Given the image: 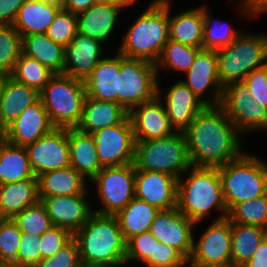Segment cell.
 <instances>
[{
    "label": "cell",
    "instance_id": "cell-1",
    "mask_svg": "<svg viewBox=\"0 0 267 267\" xmlns=\"http://www.w3.org/2000/svg\"><path fill=\"white\" fill-rule=\"evenodd\" d=\"M183 133L192 166L219 167L243 154L242 133L220 105L206 106Z\"/></svg>",
    "mask_w": 267,
    "mask_h": 267
},
{
    "label": "cell",
    "instance_id": "cell-2",
    "mask_svg": "<svg viewBox=\"0 0 267 267\" xmlns=\"http://www.w3.org/2000/svg\"><path fill=\"white\" fill-rule=\"evenodd\" d=\"M73 238L83 267H121L126 264V241L115 215L93 213Z\"/></svg>",
    "mask_w": 267,
    "mask_h": 267
},
{
    "label": "cell",
    "instance_id": "cell-3",
    "mask_svg": "<svg viewBox=\"0 0 267 267\" xmlns=\"http://www.w3.org/2000/svg\"><path fill=\"white\" fill-rule=\"evenodd\" d=\"M190 175L177 181V209L196 224L208 216L212 209H219L221 220L228 216L218 167L191 166ZM201 220V221H200Z\"/></svg>",
    "mask_w": 267,
    "mask_h": 267
},
{
    "label": "cell",
    "instance_id": "cell-4",
    "mask_svg": "<svg viewBox=\"0 0 267 267\" xmlns=\"http://www.w3.org/2000/svg\"><path fill=\"white\" fill-rule=\"evenodd\" d=\"M168 40L169 0H153L126 31L117 51L155 64Z\"/></svg>",
    "mask_w": 267,
    "mask_h": 267
},
{
    "label": "cell",
    "instance_id": "cell-5",
    "mask_svg": "<svg viewBox=\"0 0 267 267\" xmlns=\"http://www.w3.org/2000/svg\"><path fill=\"white\" fill-rule=\"evenodd\" d=\"M228 212L238 203L267 193V163L253 154L218 167Z\"/></svg>",
    "mask_w": 267,
    "mask_h": 267
},
{
    "label": "cell",
    "instance_id": "cell-6",
    "mask_svg": "<svg viewBox=\"0 0 267 267\" xmlns=\"http://www.w3.org/2000/svg\"><path fill=\"white\" fill-rule=\"evenodd\" d=\"M219 82H241L253 70L267 65V33L241 34L228 46L215 50Z\"/></svg>",
    "mask_w": 267,
    "mask_h": 267
},
{
    "label": "cell",
    "instance_id": "cell-7",
    "mask_svg": "<svg viewBox=\"0 0 267 267\" xmlns=\"http://www.w3.org/2000/svg\"><path fill=\"white\" fill-rule=\"evenodd\" d=\"M136 170L162 172L176 179L192 166L183 132L152 140L135 141Z\"/></svg>",
    "mask_w": 267,
    "mask_h": 267
},
{
    "label": "cell",
    "instance_id": "cell-8",
    "mask_svg": "<svg viewBox=\"0 0 267 267\" xmlns=\"http://www.w3.org/2000/svg\"><path fill=\"white\" fill-rule=\"evenodd\" d=\"M39 95L55 128L68 129L79 125L86 97L84 81L54 74Z\"/></svg>",
    "mask_w": 267,
    "mask_h": 267
},
{
    "label": "cell",
    "instance_id": "cell-9",
    "mask_svg": "<svg viewBox=\"0 0 267 267\" xmlns=\"http://www.w3.org/2000/svg\"><path fill=\"white\" fill-rule=\"evenodd\" d=\"M158 75L154 63L120 54L117 103L128 112L157 96Z\"/></svg>",
    "mask_w": 267,
    "mask_h": 267
},
{
    "label": "cell",
    "instance_id": "cell-10",
    "mask_svg": "<svg viewBox=\"0 0 267 267\" xmlns=\"http://www.w3.org/2000/svg\"><path fill=\"white\" fill-rule=\"evenodd\" d=\"M135 174L133 163L125 166L103 167L91 180L96 184L102 207L94 213L116 215L135 197Z\"/></svg>",
    "mask_w": 267,
    "mask_h": 267
},
{
    "label": "cell",
    "instance_id": "cell-11",
    "mask_svg": "<svg viewBox=\"0 0 267 267\" xmlns=\"http://www.w3.org/2000/svg\"><path fill=\"white\" fill-rule=\"evenodd\" d=\"M252 97L242 81L223 87L220 106L242 135L248 131H263L266 128L267 109Z\"/></svg>",
    "mask_w": 267,
    "mask_h": 267
},
{
    "label": "cell",
    "instance_id": "cell-12",
    "mask_svg": "<svg viewBox=\"0 0 267 267\" xmlns=\"http://www.w3.org/2000/svg\"><path fill=\"white\" fill-rule=\"evenodd\" d=\"M195 240L188 260L190 264L196 267H231L232 223L227 217L214 220Z\"/></svg>",
    "mask_w": 267,
    "mask_h": 267
},
{
    "label": "cell",
    "instance_id": "cell-13",
    "mask_svg": "<svg viewBox=\"0 0 267 267\" xmlns=\"http://www.w3.org/2000/svg\"><path fill=\"white\" fill-rule=\"evenodd\" d=\"M103 167L125 166L134 162L135 138L129 117L119 125L90 133Z\"/></svg>",
    "mask_w": 267,
    "mask_h": 267
},
{
    "label": "cell",
    "instance_id": "cell-14",
    "mask_svg": "<svg viewBox=\"0 0 267 267\" xmlns=\"http://www.w3.org/2000/svg\"><path fill=\"white\" fill-rule=\"evenodd\" d=\"M36 177L70 166L68 129L54 128L47 135L25 146Z\"/></svg>",
    "mask_w": 267,
    "mask_h": 267
},
{
    "label": "cell",
    "instance_id": "cell-15",
    "mask_svg": "<svg viewBox=\"0 0 267 267\" xmlns=\"http://www.w3.org/2000/svg\"><path fill=\"white\" fill-rule=\"evenodd\" d=\"M195 225L175 207L160 210L151 223L150 232L160 243L176 249L188 261L193 251Z\"/></svg>",
    "mask_w": 267,
    "mask_h": 267
},
{
    "label": "cell",
    "instance_id": "cell-16",
    "mask_svg": "<svg viewBox=\"0 0 267 267\" xmlns=\"http://www.w3.org/2000/svg\"><path fill=\"white\" fill-rule=\"evenodd\" d=\"M159 84L158 80L157 96L153 100L143 102L129 111L135 141L164 138L177 132L167 116Z\"/></svg>",
    "mask_w": 267,
    "mask_h": 267
},
{
    "label": "cell",
    "instance_id": "cell-17",
    "mask_svg": "<svg viewBox=\"0 0 267 267\" xmlns=\"http://www.w3.org/2000/svg\"><path fill=\"white\" fill-rule=\"evenodd\" d=\"M185 76L187 80L182 81L203 103L207 106L220 105L223 86L219 82L215 50L201 49ZM209 89L214 91L213 99H208L207 94H204Z\"/></svg>",
    "mask_w": 267,
    "mask_h": 267
},
{
    "label": "cell",
    "instance_id": "cell-18",
    "mask_svg": "<svg viewBox=\"0 0 267 267\" xmlns=\"http://www.w3.org/2000/svg\"><path fill=\"white\" fill-rule=\"evenodd\" d=\"M86 195H62L39 199L45 206L53 226L64 228L74 235L94 213Z\"/></svg>",
    "mask_w": 267,
    "mask_h": 267
},
{
    "label": "cell",
    "instance_id": "cell-19",
    "mask_svg": "<svg viewBox=\"0 0 267 267\" xmlns=\"http://www.w3.org/2000/svg\"><path fill=\"white\" fill-rule=\"evenodd\" d=\"M177 181L166 173L136 170L135 197L159 210L173 209L177 207Z\"/></svg>",
    "mask_w": 267,
    "mask_h": 267
},
{
    "label": "cell",
    "instance_id": "cell-20",
    "mask_svg": "<svg viewBox=\"0 0 267 267\" xmlns=\"http://www.w3.org/2000/svg\"><path fill=\"white\" fill-rule=\"evenodd\" d=\"M54 128L39 98L3 131L4 139L17 146H26L47 135Z\"/></svg>",
    "mask_w": 267,
    "mask_h": 267
},
{
    "label": "cell",
    "instance_id": "cell-21",
    "mask_svg": "<svg viewBox=\"0 0 267 267\" xmlns=\"http://www.w3.org/2000/svg\"><path fill=\"white\" fill-rule=\"evenodd\" d=\"M102 45L97 39L77 33L71 43L65 46L63 74L85 81L104 57Z\"/></svg>",
    "mask_w": 267,
    "mask_h": 267
},
{
    "label": "cell",
    "instance_id": "cell-22",
    "mask_svg": "<svg viewBox=\"0 0 267 267\" xmlns=\"http://www.w3.org/2000/svg\"><path fill=\"white\" fill-rule=\"evenodd\" d=\"M165 99L167 116L175 130L180 132L207 106L181 80L168 88Z\"/></svg>",
    "mask_w": 267,
    "mask_h": 267
},
{
    "label": "cell",
    "instance_id": "cell-23",
    "mask_svg": "<svg viewBox=\"0 0 267 267\" xmlns=\"http://www.w3.org/2000/svg\"><path fill=\"white\" fill-rule=\"evenodd\" d=\"M123 7L111 2H98L88 10L76 15L78 33L97 39L103 44L116 28Z\"/></svg>",
    "mask_w": 267,
    "mask_h": 267
},
{
    "label": "cell",
    "instance_id": "cell-24",
    "mask_svg": "<svg viewBox=\"0 0 267 267\" xmlns=\"http://www.w3.org/2000/svg\"><path fill=\"white\" fill-rule=\"evenodd\" d=\"M119 72L120 53L118 51L113 58L103 57L84 81L86 96L117 103Z\"/></svg>",
    "mask_w": 267,
    "mask_h": 267
},
{
    "label": "cell",
    "instance_id": "cell-25",
    "mask_svg": "<svg viewBox=\"0 0 267 267\" xmlns=\"http://www.w3.org/2000/svg\"><path fill=\"white\" fill-rule=\"evenodd\" d=\"M40 98L39 92L8 75L0 95V128L4 131L22 112Z\"/></svg>",
    "mask_w": 267,
    "mask_h": 267
},
{
    "label": "cell",
    "instance_id": "cell-26",
    "mask_svg": "<svg viewBox=\"0 0 267 267\" xmlns=\"http://www.w3.org/2000/svg\"><path fill=\"white\" fill-rule=\"evenodd\" d=\"M129 117V112L120 104L111 101H101L86 96L83 103L82 118L76 127L84 133L119 125Z\"/></svg>",
    "mask_w": 267,
    "mask_h": 267
},
{
    "label": "cell",
    "instance_id": "cell-27",
    "mask_svg": "<svg viewBox=\"0 0 267 267\" xmlns=\"http://www.w3.org/2000/svg\"><path fill=\"white\" fill-rule=\"evenodd\" d=\"M68 145L70 166L91 181L103 168L91 135L77 128H68Z\"/></svg>",
    "mask_w": 267,
    "mask_h": 267
},
{
    "label": "cell",
    "instance_id": "cell-28",
    "mask_svg": "<svg viewBox=\"0 0 267 267\" xmlns=\"http://www.w3.org/2000/svg\"><path fill=\"white\" fill-rule=\"evenodd\" d=\"M40 201L37 178L0 185V218H13L17 213Z\"/></svg>",
    "mask_w": 267,
    "mask_h": 267
},
{
    "label": "cell",
    "instance_id": "cell-29",
    "mask_svg": "<svg viewBox=\"0 0 267 267\" xmlns=\"http://www.w3.org/2000/svg\"><path fill=\"white\" fill-rule=\"evenodd\" d=\"M39 197L87 194L86 179L73 167H64L37 177Z\"/></svg>",
    "mask_w": 267,
    "mask_h": 267
},
{
    "label": "cell",
    "instance_id": "cell-30",
    "mask_svg": "<svg viewBox=\"0 0 267 267\" xmlns=\"http://www.w3.org/2000/svg\"><path fill=\"white\" fill-rule=\"evenodd\" d=\"M169 0V39L184 45L202 48L204 19L203 6L171 14Z\"/></svg>",
    "mask_w": 267,
    "mask_h": 267
},
{
    "label": "cell",
    "instance_id": "cell-31",
    "mask_svg": "<svg viewBox=\"0 0 267 267\" xmlns=\"http://www.w3.org/2000/svg\"><path fill=\"white\" fill-rule=\"evenodd\" d=\"M65 47L53 42L45 33L22 37V53L34 58L54 74H63Z\"/></svg>",
    "mask_w": 267,
    "mask_h": 267
},
{
    "label": "cell",
    "instance_id": "cell-32",
    "mask_svg": "<svg viewBox=\"0 0 267 267\" xmlns=\"http://www.w3.org/2000/svg\"><path fill=\"white\" fill-rule=\"evenodd\" d=\"M60 9L36 0H25L19 9L13 27L20 35L46 33Z\"/></svg>",
    "mask_w": 267,
    "mask_h": 267
},
{
    "label": "cell",
    "instance_id": "cell-33",
    "mask_svg": "<svg viewBox=\"0 0 267 267\" xmlns=\"http://www.w3.org/2000/svg\"><path fill=\"white\" fill-rule=\"evenodd\" d=\"M37 178L31 168L25 146L3 139L0 142V185Z\"/></svg>",
    "mask_w": 267,
    "mask_h": 267
},
{
    "label": "cell",
    "instance_id": "cell-34",
    "mask_svg": "<svg viewBox=\"0 0 267 267\" xmlns=\"http://www.w3.org/2000/svg\"><path fill=\"white\" fill-rule=\"evenodd\" d=\"M159 211L157 207L134 197L115 215L124 240L127 241L137 234L150 231L151 223Z\"/></svg>",
    "mask_w": 267,
    "mask_h": 267
},
{
    "label": "cell",
    "instance_id": "cell-35",
    "mask_svg": "<svg viewBox=\"0 0 267 267\" xmlns=\"http://www.w3.org/2000/svg\"><path fill=\"white\" fill-rule=\"evenodd\" d=\"M266 236L265 228L232 223L231 267H243Z\"/></svg>",
    "mask_w": 267,
    "mask_h": 267
},
{
    "label": "cell",
    "instance_id": "cell-36",
    "mask_svg": "<svg viewBox=\"0 0 267 267\" xmlns=\"http://www.w3.org/2000/svg\"><path fill=\"white\" fill-rule=\"evenodd\" d=\"M201 49L169 39L164 45L158 61L155 63L157 75L161 68L186 73L194 63L195 57Z\"/></svg>",
    "mask_w": 267,
    "mask_h": 267
},
{
    "label": "cell",
    "instance_id": "cell-37",
    "mask_svg": "<svg viewBox=\"0 0 267 267\" xmlns=\"http://www.w3.org/2000/svg\"><path fill=\"white\" fill-rule=\"evenodd\" d=\"M54 75L46 66L39 63L34 58L21 53L10 76L40 92L49 79Z\"/></svg>",
    "mask_w": 267,
    "mask_h": 267
},
{
    "label": "cell",
    "instance_id": "cell-38",
    "mask_svg": "<svg viewBox=\"0 0 267 267\" xmlns=\"http://www.w3.org/2000/svg\"><path fill=\"white\" fill-rule=\"evenodd\" d=\"M227 218L231 223L248 224L267 229V193L236 204Z\"/></svg>",
    "mask_w": 267,
    "mask_h": 267
},
{
    "label": "cell",
    "instance_id": "cell-39",
    "mask_svg": "<svg viewBox=\"0 0 267 267\" xmlns=\"http://www.w3.org/2000/svg\"><path fill=\"white\" fill-rule=\"evenodd\" d=\"M210 12L203 6L204 31L202 40V49L217 50L228 46L240 34L241 31L233 29L228 23L213 21Z\"/></svg>",
    "mask_w": 267,
    "mask_h": 267
},
{
    "label": "cell",
    "instance_id": "cell-40",
    "mask_svg": "<svg viewBox=\"0 0 267 267\" xmlns=\"http://www.w3.org/2000/svg\"><path fill=\"white\" fill-rule=\"evenodd\" d=\"M22 53V36L13 25L0 27V72L10 75Z\"/></svg>",
    "mask_w": 267,
    "mask_h": 267
},
{
    "label": "cell",
    "instance_id": "cell-41",
    "mask_svg": "<svg viewBox=\"0 0 267 267\" xmlns=\"http://www.w3.org/2000/svg\"><path fill=\"white\" fill-rule=\"evenodd\" d=\"M12 220L21 232L33 233L38 236L53 226L51 218L41 201L17 213Z\"/></svg>",
    "mask_w": 267,
    "mask_h": 267
},
{
    "label": "cell",
    "instance_id": "cell-42",
    "mask_svg": "<svg viewBox=\"0 0 267 267\" xmlns=\"http://www.w3.org/2000/svg\"><path fill=\"white\" fill-rule=\"evenodd\" d=\"M22 232L12 218H0V261L16 267Z\"/></svg>",
    "mask_w": 267,
    "mask_h": 267
},
{
    "label": "cell",
    "instance_id": "cell-43",
    "mask_svg": "<svg viewBox=\"0 0 267 267\" xmlns=\"http://www.w3.org/2000/svg\"><path fill=\"white\" fill-rule=\"evenodd\" d=\"M159 241L150 231L137 234L126 241V263L141 261L151 267V257H155L156 244Z\"/></svg>",
    "mask_w": 267,
    "mask_h": 267
},
{
    "label": "cell",
    "instance_id": "cell-44",
    "mask_svg": "<svg viewBox=\"0 0 267 267\" xmlns=\"http://www.w3.org/2000/svg\"><path fill=\"white\" fill-rule=\"evenodd\" d=\"M77 33V16L71 12L60 10L45 34L53 42L65 47L71 43Z\"/></svg>",
    "mask_w": 267,
    "mask_h": 267
},
{
    "label": "cell",
    "instance_id": "cell-45",
    "mask_svg": "<svg viewBox=\"0 0 267 267\" xmlns=\"http://www.w3.org/2000/svg\"><path fill=\"white\" fill-rule=\"evenodd\" d=\"M73 239V234L64 228L52 226L39 236L41 260L55 255Z\"/></svg>",
    "mask_w": 267,
    "mask_h": 267
},
{
    "label": "cell",
    "instance_id": "cell-46",
    "mask_svg": "<svg viewBox=\"0 0 267 267\" xmlns=\"http://www.w3.org/2000/svg\"><path fill=\"white\" fill-rule=\"evenodd\" d=\"M35 267H83L76 240L73 238L55 255L40 260Z\"/></svg>",
    "mask_w": 267,
    "mask_h": 267
},
{
    "label": "cell",
    "instance_id": "cell-47",
    "mask_svg": "<svg viewBox=\"0 0 267 267\" xmlns=\"http://www.w3.org/2000/svg\"><path fill=\"white\" fill-rule=\"evenodd\" d=\"M39 236L22 232L16 267H35L41 260Z\"/></svg>",
    "mask_w": 267,
    "mask_h": 267
},
{
    "label": "cell",
    "instance_id": "cell-48",
    "mask_svg": "<svg viewBox=\"0 0 267 267\" xmlns=\"http://www.w3.org/2000/svg\"><path fill=\"white\" fill-rule=\"evenodd\" d=\"M242 82L248 87L252 99L267 109V65L250 72Z\"/></svg>",
    "mask_w": 267,
    "mask_h": 267
},
{
    "label": "cell",
    "instance_id": "cell-49",
    "mask_svg": "<svg viewBox=\"0 0 267 267\" xmlns=\"http://www.w3.org/2000/svg\"><path fill=\"white\" fill-rule=\"evenodd\" d=\"M188 261L168 244H156L155 257H151V267H185Z\"/></svg>",
    "mask_w": 267,
    "mask_h": 267
},
{
    "label": "cell",
    "instance_id": "cell-50",
    "mask_svg": "<svg viewBox=\"0 0 267 267\" xmlns=\"http://www.w3.org/2000/svg\"><path fill=\"white\" fill-rule=\"evenodd\" d=\"M25 0H0V21L3 25H13L19 9Z\"/></svg>",
    "mask_w": 267,
    "mask_h": 267
},
{
    "label": "cell",
    "instance_id": "cell-51",
    "mask_svg": "<svg viewBox=\"0 0 267 267\" xmlns=\"http://www.w3.org/2000/svg\"><path fill=\"white\" fill-rule=\"evenodd\" d=\"M243 267H267V236L261 241L251 259Z\"/></svg>",
    "mask_w": 267,
    "mask_h": 267
},
{
    "label": "cell",
    "instance_id": "cell-52",
    "mask_svg": "<svg viewBox=\"0 0 267 267\" xmlns=\"http://www.w3.org/2000/svg\"><path fill=\"white\" fill-rule=\"evenodd\" d=\"M96 3H98V0H64L63 10L78 15Z\"/></svg>",
    "mask_w": 267,
    "mask_h": 267
},
{
    "label": "cell",
    "instance_id": "cell-53",
    "mask_svg": "<svg viewBox=\"0 0 267 267\" xmlns=\"http://www.w3.org/2000/svg\"><path fill=\"white\" fill-rule=\"evenodd\" d=\"M247 10L253 17L267 14V0H247Z\"/></svg>",
    "mask_w": 267,
    "mask_h": 267
},
{
    "label": "cell",
    "instance_id": "cell-54",
    "mask_svg": "<svg viewBox=\"0 0 267 267\" xmlns=\"http://www.w3.org/2000/svg\"><path fill=\"white\" fill-rule=\"evenodd\" d=\"M36 1H41L44 4L53 6L60 10H63L64 7V0H36Z\"/></svg>",
    "mask_w": 267,
    "mask_h": 267
},
{
    "label": "cell",
    "instance_id": "cell-55",
    "mask_svg": "<svg viewBox=\"0 0 267 267\" xmlns=\"http://www.w3.org/2000/svg\"><path fill=\"white\" fill-rule=\"evenodd\" d=\"M98 2H111L126 8L127 6L132 5L135 0H98Z\"/></svg>",
    "mask_w": 267,
    "mask_h": 267
},
{
    "label": "cell",
    "instance_id": "cell-56",
    "mask_svg": "<svg viewBox=\"0 0 267 267\" xmlns=\"http://www.w3.org/2000/svg\"><path fill=\"white\" fill-rule=\"evenodd\" d=\"M233 0H231L232 2ZM239 7L241 8V14H245V15H248V16H251V14L248 12L247 10V0H240L239 2ZM241 5V6H240Z\"/></svg>",
    "mask_w": 267,
    "mask_h": 267
},
{
    "label": "cell",
    "instance_id": "cell-57",
    "mask_svg": "<svg viewBox=\"0 0 267 267\" xmlns=\"http://www.w3.org/2000/svg\"><path fill=\"white\" fill-rule=\"evenodd\" d=\"M6 77H7L6 74L0 72V95H1V90H2L3 83H4L5 79H6Z\"/></svg>",
    "mask_w": 267,
    "mask_h": 267
},
{
    "label": "cell",
    "instance_id": "cell-58",
    "mask_svg": "<svg viewBox=\"0 0 267 267\" xmlns=\"http://www.w3.org/2000/svg\"><path fill=\"white\" fill-rule=\"evenodd\" d=\"M0 267H13V266L0 261Z\"/></svg>",
    "mask_w": 267,
    "mask_h": 267
},
{
    "label": "cell",
    "instance_id": "cell-59",
    "mask_svg": "<svg viewBox=\"0 0 267 267\" xmlns=\"http://www.w3.org/2000/svg\"><path fill=\"white\" fill-rule=\"evenodd\" d=\"M4 139V132L3 130L0 128V142Z\"/></svg>",
    "mask_w": 267,
    "mask_h": 267
},
{
    "label": "cell",
    "instance_id": "cell-60",
    "mask_svg": "<svg viewBox=\"0 0 267 267\" xmlns=\"http://www.w3.org/2000/svg\"><path fill=\"white\" fill-rule=\"evenodd\" d=\"M186 265H187L188 267H196V266H194V265H192V264H189V262H187Z\"/></svg>",
    "mask_w": 267,
    "mask_h": 267
}]
</instances>
